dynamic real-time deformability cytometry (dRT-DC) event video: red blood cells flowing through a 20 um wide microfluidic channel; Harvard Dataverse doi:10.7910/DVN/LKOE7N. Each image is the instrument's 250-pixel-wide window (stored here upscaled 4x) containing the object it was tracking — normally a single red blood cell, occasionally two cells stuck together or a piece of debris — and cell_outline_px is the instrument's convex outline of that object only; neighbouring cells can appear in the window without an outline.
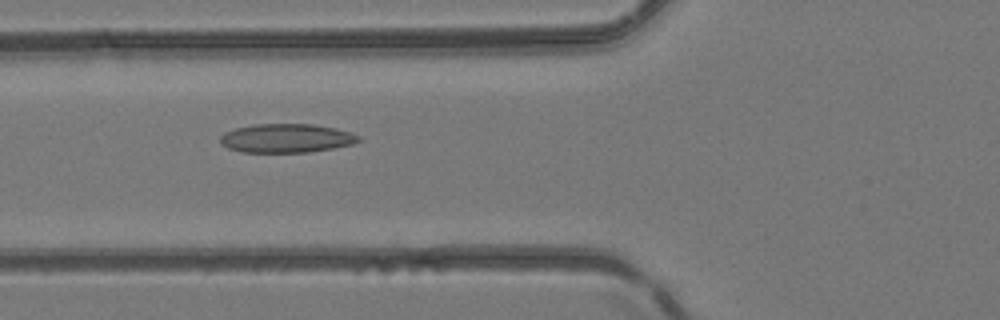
{"species": "common noctule bat (a hibernating species)", "species_latin": "Nyctalus noctula", "temperature_condition": "room temperature", "stored_images_in_passage": 48, "camera_frame_rate_fps": 3000, "um_per_image_px": 0.085, "animal": {"sex": "female", "body_mass_g": 24.6, "forearm_length_mm": 56.2}, "frame": {"image": 1, "passage_image": 19, "time_ms": 6.0, "image_size_px": [1000, 320], "cell_outline_px": [[360, 140], [352, 144], [332, 148], [308, 152], [240, 152], [228, 148], [220, 144], [220, 136], [224, 132], [236, 128], [252, 124], [312, 124], [336, 128], [360, 136]], "centroid_in_image_um": [24.3, 11.74], "position_along_channel_um": 101.5, "area_um2": 23.24}}
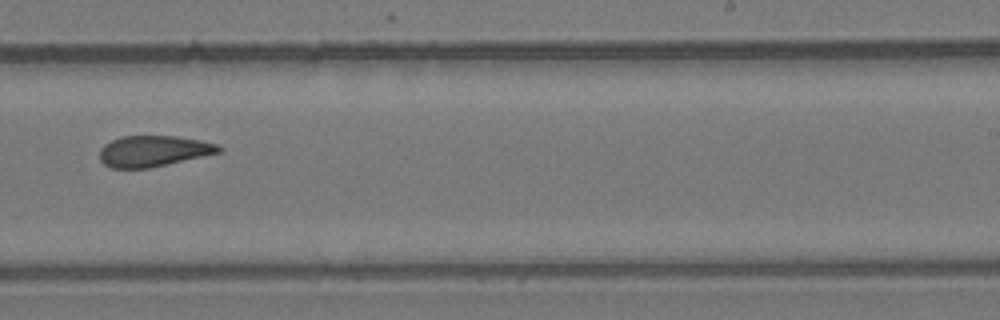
{"frame": {"image": 2, "passage_image": 31, "time_ms": 10.0, "image_size_px": [1000, 320], "cell_outline_px": [[224, 148], [220, 152], [148, 168], [112, 168], [104, 164], [100, 160], [100, 148], [104, 144], [120, 136], [176, 136], [200, 140], [216, 144]], "centroid_in_image_um": [13.01, 12.83], "position_along_channel_um": 276.0, "area_um2": 21.33}}
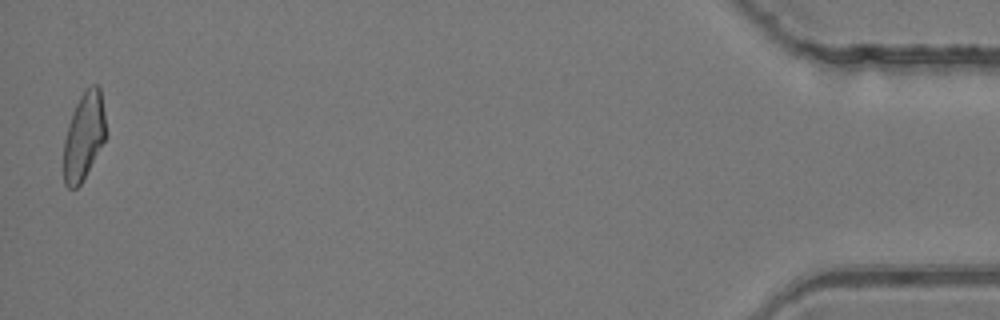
{"frame": {"image": 3, "passage_image": 48, "time_ms": 15.667, "image_size_px": [1000, 320], "cell_outline_px": [[108, 132], [104, 140], [80, 184], [76, 188], [68, 188], [64, 184], [64, 140], [68, 124], [72, 112], [84, 88], [92, 84], [96, 84], [100, 88]], "centroid_in_image_um": [7.14, 11.51], "position_along_channel_um": 428.1, "area_um2": 21.5}}